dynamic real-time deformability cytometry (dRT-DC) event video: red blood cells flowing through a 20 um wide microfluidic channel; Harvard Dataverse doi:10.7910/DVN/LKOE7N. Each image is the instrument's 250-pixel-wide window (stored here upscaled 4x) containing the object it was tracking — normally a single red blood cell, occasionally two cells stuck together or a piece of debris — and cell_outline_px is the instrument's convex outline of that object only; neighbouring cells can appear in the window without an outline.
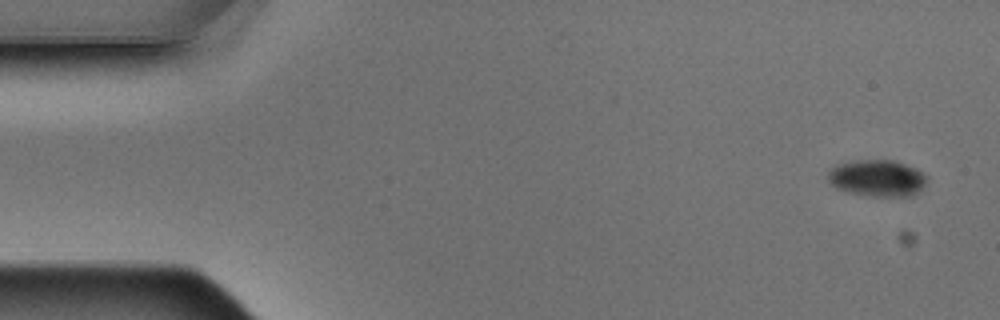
{"species": "Egyptian fruit bat (a non-hibernating species)", "species_latin": "Rousettus aegyptiacus", "temperature_condition": "warm", "stored_images_in_passage": 5, "camera_frame_rate_fps": 3000, "um_per_image_px": 0.085, "animal": {"sex": "male"}, "frame": {"image": 1, "passage_image": 1, "time_ms": 0.0, "image_size_px": [1000, 320], "cell_outline_px": [[928, 180], [912, 196], [872, 196], [844, 192], [836, 188], [828, 180], [828, 168], [836, 164], [852, 160], [896, 160], [916, 168], [924, 172], [928, 176]], "centroid_in_image_um": [74.54, 15.12], "position_along_channel_um": 10.5, "area_um2": 21.5}}
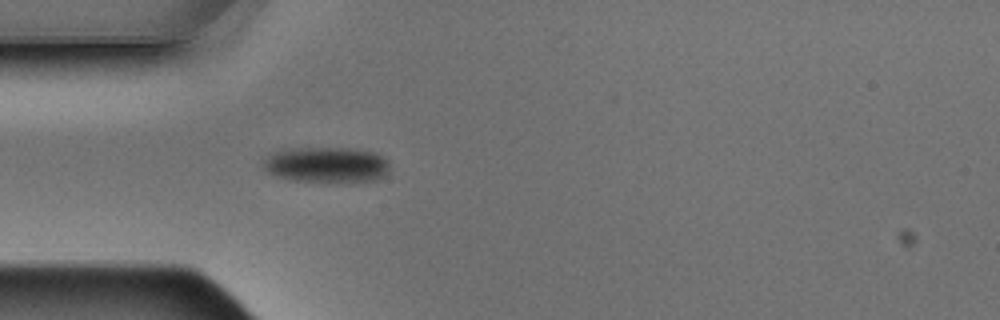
{"frame": {"image": 2, "passage_image": 5, "time_ms": 1.333, "image_size_px": [1000, 320], "cell_outline_px": [[388, 172], [384, 176], [376, 180], [292, 180], [276, 176], [268, 172], [260, 164], [260, 160], [272, 152], [292, 148], [352, 148], [376, 152], [384, 156], [388, 160]], "centroid_in_image_um": [27.72, 13.96], "position_along_channel_um": 57.3, "area_um2": 26.07}}